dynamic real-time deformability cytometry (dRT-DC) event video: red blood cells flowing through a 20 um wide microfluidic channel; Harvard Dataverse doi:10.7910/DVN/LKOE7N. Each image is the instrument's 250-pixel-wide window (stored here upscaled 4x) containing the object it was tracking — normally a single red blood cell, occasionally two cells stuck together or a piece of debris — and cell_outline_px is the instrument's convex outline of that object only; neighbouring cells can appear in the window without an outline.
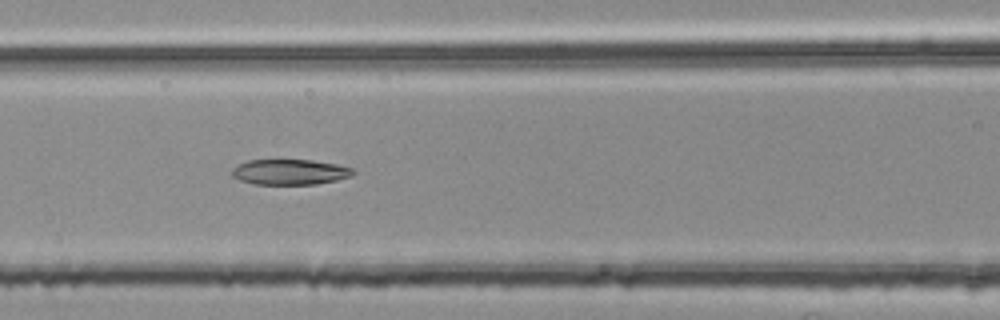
{"species": "common noctule bat (a hibernating species)", "species_latin": "Nyctalus noctula", "temperature_condition": "room temperature", "stored_images_in_passage": 31, "camera_frame_rate_fps": 3000, "um_per_image_px": 0.085, "animal": {"sex": "female", "body_mass_g": 25.1}, "frame": {"image": 1, "passage_image": 8, "time_ms": 2.333, "image_size_px": [1000, 320], "cell_outline_px": [[356, 172], [352, 176], [336, 180], [316, 184], [252, 184], [240, 180], [232, 176], [232, 168], [248, 160], [312, 160], [336, 164], [352, 168]], "centroid_in_image_um": [24.65, 14.62], "position_along_channel_um": 142.0, "area_um2": 17.92}}
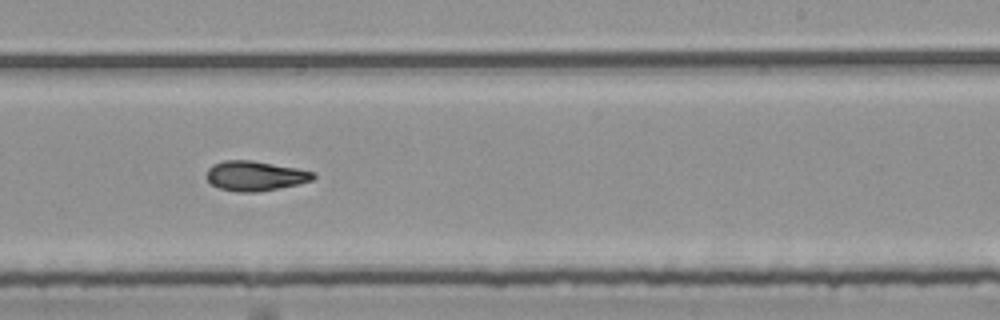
{"frame": {"image": 2, "passage_image": 18, "time_ms": 5.667, "image_size_px": [1000, 320], "cell_outline_px": [[316, 176], [312, 180], [300, 184], [256, 192], [236, 192], [220, 188], [212, 184], [204, 176], [208, 168], [212, 164], [224, 160], [252, 160], [296, 168], [316, 172]], "centroid_in_image_um": [21.67, 14.94], "position_along_channel_um": 267.3, "area_um2": 18.67}}
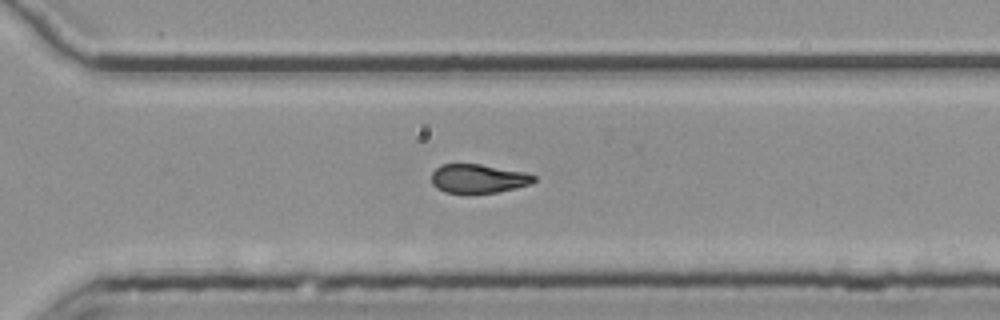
{"frame": {"image": 3, "passage_image": 23, "time_ms": 7.333, "image_size_px": [1000, 320], "cell_outline_px": [[536, 180], [532, 184], [516, 188], [496, 192], [464, 196], [444, 192], [436, 188], [432, 184], [432, 172], [440, 164], [480, 164], [524, 172], [536, 176]], "centroid_in_image_um": [40.62, 15.22], "position_along_channel_um": 330.0, "area_um2": 17.86}, "authors_computed_cell_mechanics": {"area_um2": 18.207, "velocity_mm_per_s": 3.7689, "shape_relaxation_time_tau1_ms": null, "shape_relaxation_time_tau2_ms": 5.403, "deformation_change_tau1": null, "deformation_change_tau2": 0.1263}}